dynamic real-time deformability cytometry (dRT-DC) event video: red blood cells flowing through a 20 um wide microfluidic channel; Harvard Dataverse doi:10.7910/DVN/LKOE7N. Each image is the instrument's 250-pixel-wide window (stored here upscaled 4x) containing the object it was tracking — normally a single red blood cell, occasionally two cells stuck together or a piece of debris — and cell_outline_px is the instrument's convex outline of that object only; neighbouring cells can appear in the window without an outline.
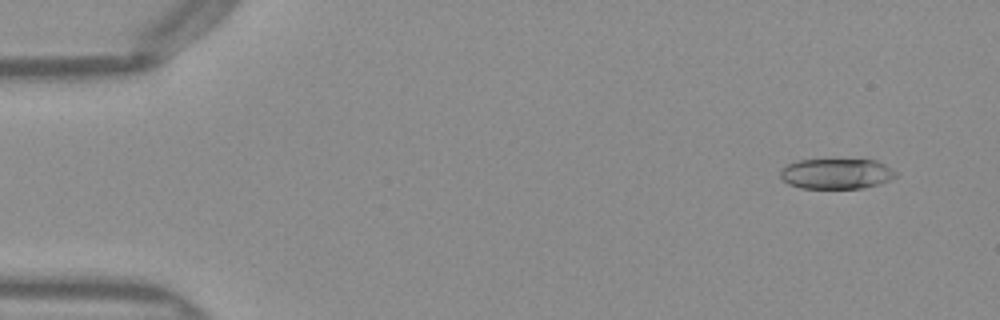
{"species": "Egyptian fruit bat (a non-hibernating species)", "species_latin": "Rousettus aegyptiacus", "temperature_condition": "warm", "stored_images_in_passage": 10, "camera_frame_rate_fps": 3000, "um_per_image_px": 0.085, "frame": {"image": 1, "passage_image": 4, "time_ms": 1.0, "image_size_px": [1000, 320], "cell_outline_px": [[896, 176], [880, 184], [864, 188], [800, 188], [788, 184], [780, 176], [780, 168], [796, 160], [876, 160], [884, 164], [896, 172]], "centroid_in_image_um": [71.06, 14.77], "position_along_channel_um": 13.9, "area_um2": 20.4}}